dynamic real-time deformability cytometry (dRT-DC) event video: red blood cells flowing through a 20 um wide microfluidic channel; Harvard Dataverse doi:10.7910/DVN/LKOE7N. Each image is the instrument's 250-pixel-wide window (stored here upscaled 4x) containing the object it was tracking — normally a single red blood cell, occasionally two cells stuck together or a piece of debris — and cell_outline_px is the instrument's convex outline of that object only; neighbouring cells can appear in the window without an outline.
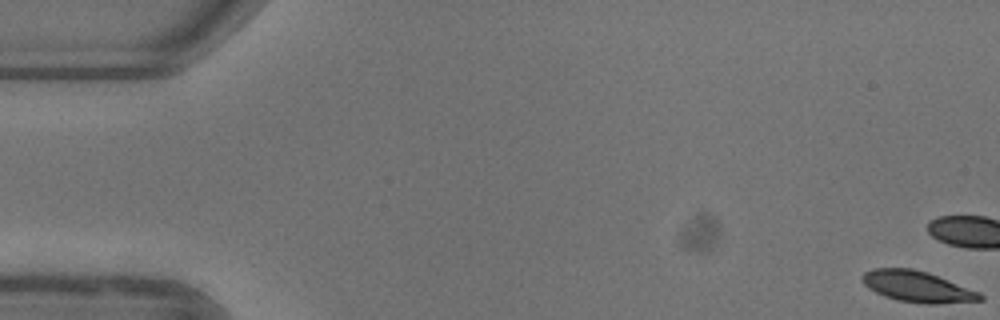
{"species": "common noctule bat (a hibernating species)", "species_latin": "Nyctalus noctula", "temperature_condition": "warm", "stored_images_in_passage": 15, "camera_frame_rate_fps": 3000, "um_per_image_px": 0.085, "animal": {"sex": "female"}, "frame": {"image": 1, "passage_image": 1, "time_ms": 0.0, "image_size_px": [1000, 320], "cell_outline_px": [[984, 300], [936, 304], [924, 304], [896, 300], [884, 296], [868, 288], [860, 280], [860, 276], [864, 272], [872, 268], [912, 268], [928, 272], [980, 292], [984, 296]], "centroid_in_image_um": [77.96, 24.36], "position_along_channel_um": 7.0, "area_um2": 21.56}}